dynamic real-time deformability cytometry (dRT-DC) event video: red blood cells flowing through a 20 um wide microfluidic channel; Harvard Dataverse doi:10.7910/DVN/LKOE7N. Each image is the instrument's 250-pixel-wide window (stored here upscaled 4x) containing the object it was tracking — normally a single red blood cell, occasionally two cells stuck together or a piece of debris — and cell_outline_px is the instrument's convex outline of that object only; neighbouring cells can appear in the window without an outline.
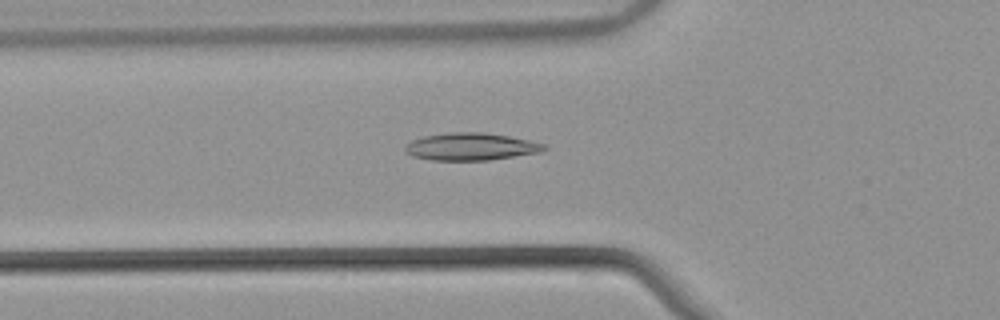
{"species": "common noctule bat (a hibernating species)", "species_latin": "Nyctalus noctula", "temperature_condition": "warm", "stored_images_in_passage": 53, "camera_frame_rate_fps": 3000, "um_per_image_px": 0.085, "animal": {"sex": "male", "body_mass_g": 21.5, "forearm_length_mm": 52.0}, "frame": {"image": 1, "passage_image": 19, "time_ms": 6.0, "image_size_px": [1000, 320], "cell_outline_px": [[548, 148], [540, 152], [488, 160], [432, 160], [412, 156], [404, 152], [404, 148], [412, 140], [424, 136], [448, 132], [484, 132], [508, 136], [528, 140], [544, 144]], "centroid_in_image_um": [40.0, 12.46], "position_along_channel_um": 85.8, "area_um2": 22.08}}
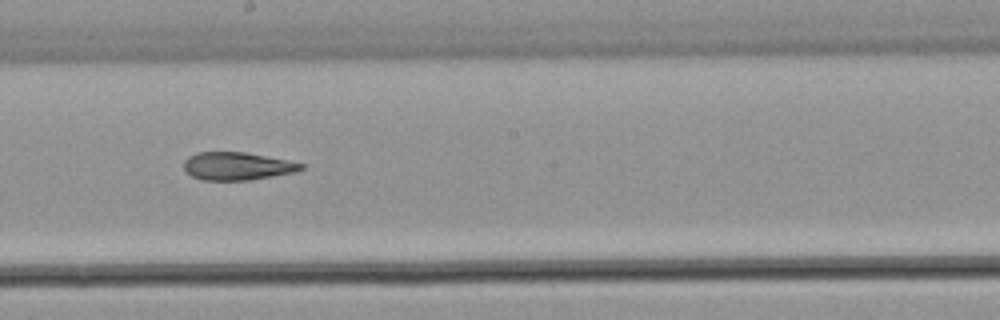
{"frame": {"image": 2, "passage_image": 30, "time_ms": 9.667, "image_size_px": [1000, 320], "cell_outline_px": [[304, 168], [296, 172], [248, 180], [204, 180], [192, 176], [184, 168], [184, 160], [188, 156], [196, 152], [244, 152], [288, 160], [304, 164]], "centroid_in_image_um": [20.16, 14.11], "position_along_channel_um": 228.0, "area_um2": 18.96}}
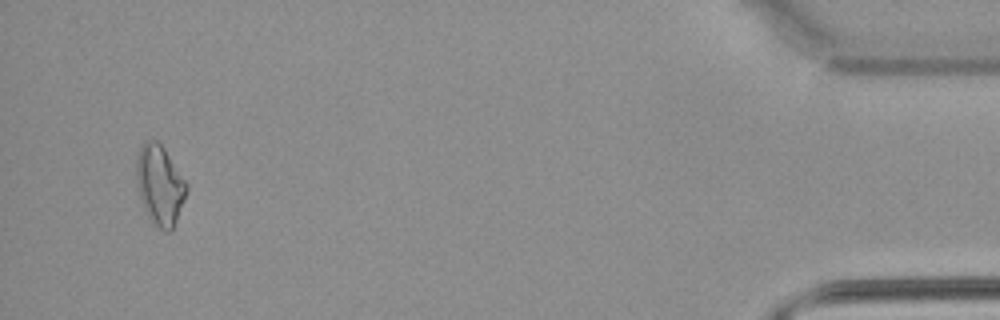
{"frame": {"image": 3, "passage_image": 51, "time_ms": 16.667, "image_size_px": [1000, 320], "cell_outline_px": [[188, 188], [184, 200], [176, 220], [172, 228], [168, 232], [164, 232], [152, 220], [144, 208], [140, 200], [136, 184], [136, 152], [144, 140], [156, 140], [164, 148], [188, 184]], "centroid_in_image_um": [13.56, 15.68], "position_along_channel_um": 421.6, "area_um2": 23.29}, "authors_computed_cell_mechanics": {"area_um2": 20.7502, "velocity_mm_per_s": 3.8654, "shape_relaxation_time_tau1_ms": null, "shape_relaxation_time_tau2_ms": 4.5089, "deformation_change_tau1": null, "deformation_change_tau2": 0.1513}}